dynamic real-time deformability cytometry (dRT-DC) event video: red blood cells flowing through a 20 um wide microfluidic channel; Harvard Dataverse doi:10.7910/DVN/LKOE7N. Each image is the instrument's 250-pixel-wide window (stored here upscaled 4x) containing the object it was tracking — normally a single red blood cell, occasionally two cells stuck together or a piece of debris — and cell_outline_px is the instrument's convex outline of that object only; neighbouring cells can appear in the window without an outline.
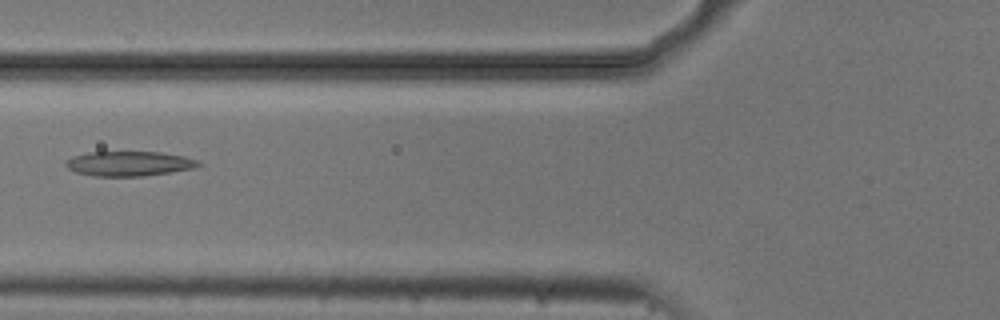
{"species": "common noctule bat (a hibernating species)", "species_latin": "Nyctalus noctula", "temperature_condition": "cold", "stored_images_in_passage": 4, "camera_frame_rate_fps": 3000, "um_per_image_px": 0.085, "animal": {"sex": "male", "body_mass_g": 20.5, "forearm_length_mm": 52.5}, "frame": {"image": 1, "passage_image": 4, "time_ms": 1.0, "image_size_px": [1000, 320], "cell_outline_px": [[204, 164], [196, 168], [144, 176], [92, 176], [76, 172], [68, 168], [64, 164], [64, 160], [72, 156], [88, 152], [160, 152], [184, 156], [196, 160]], "centroid_in_image_um": [10.96, 13.91], "position_along_channel_um": 114.8, "area_um2": 19.31}}